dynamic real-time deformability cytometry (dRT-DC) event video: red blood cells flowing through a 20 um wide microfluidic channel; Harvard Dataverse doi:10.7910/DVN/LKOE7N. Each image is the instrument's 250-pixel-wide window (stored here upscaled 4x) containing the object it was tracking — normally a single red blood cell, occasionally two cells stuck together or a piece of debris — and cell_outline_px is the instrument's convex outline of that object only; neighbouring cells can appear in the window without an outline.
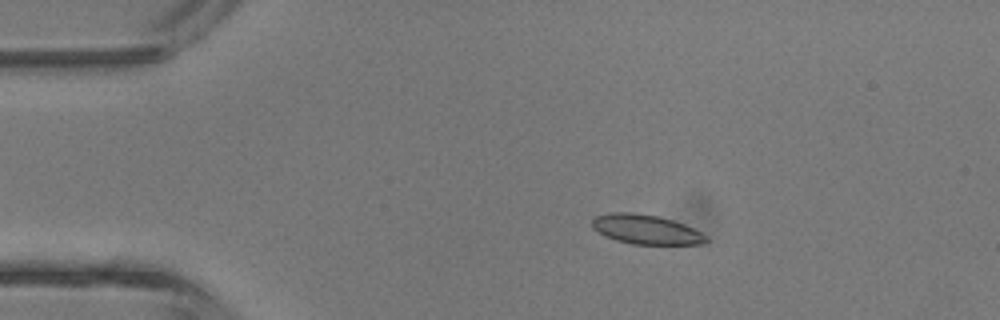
{"species": "common noctule bat (a hibernating species)", "species_latin": "Nyctalus noctula", "temperature_condition": "room temperature", "stored_images_in_passage": 4, "camera_frame_rate_fps": 3000, "um_per_image_px": 0.085, "animal": {"sex": "male", "body_mass_g": 13.3}, "frame": {"image": 1, "passage_image": 3, "time_ms": 2.333, "image_size_px": [1000, 320], "cell_outline_px": [[708, 240], [700, 244], [632, 244], [616, 240], [604, 236], [592, 228], [592, 220], [596, 216], [612, 212], [632, 212], [656, 216], [672, 220], [684, 224], [708, 236]], "centroid_in_image_um": [54.88, 19.5], "position_along_channel_um": 30.1, "area_um2": 19.48}}